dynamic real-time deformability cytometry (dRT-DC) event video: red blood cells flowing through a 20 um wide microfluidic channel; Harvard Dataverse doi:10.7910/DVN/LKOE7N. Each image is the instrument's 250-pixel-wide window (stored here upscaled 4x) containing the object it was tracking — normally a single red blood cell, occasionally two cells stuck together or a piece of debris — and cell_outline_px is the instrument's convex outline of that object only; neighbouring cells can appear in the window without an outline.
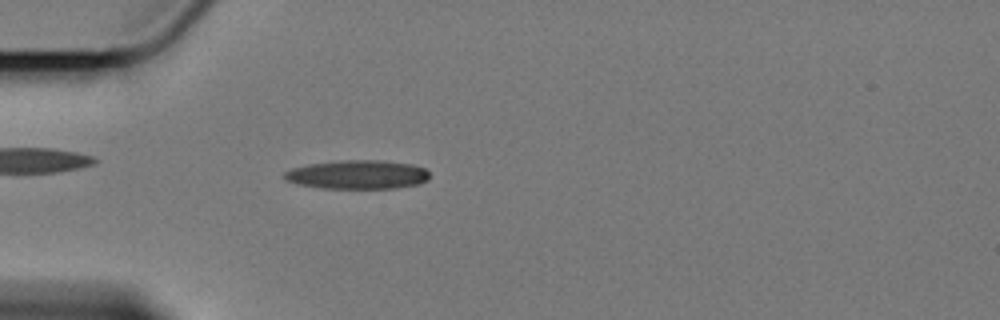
{"species": "Egyptian fruit bat (a non-hibernating species)", "species_latin": "Rousettus aegyptiacus", "temperature_condition": "cold", "stored_images_in_passage": 39, "camera_frame_rate_fps": 3000, "um_per_image_px": 0.085, "animal": {"sex": "female"}, "frame": {"image": 1, "passage_image": 10, "time_ms": 3.0, "image_size_px": [1000, 320], "cell_outline_px": [[428, 180], [420, 184], [396, 188], [320, 188], [300, 184], [284, 180], [284, 172], [292, 168], [308, 164], [344, 160], [384, 160], [412, 164], [424, 168], [428, 172]], "centroid_in_image_um": [30.41, 14.84], "position_along_channel_um": 54.6, "area_um2": 24.45}}
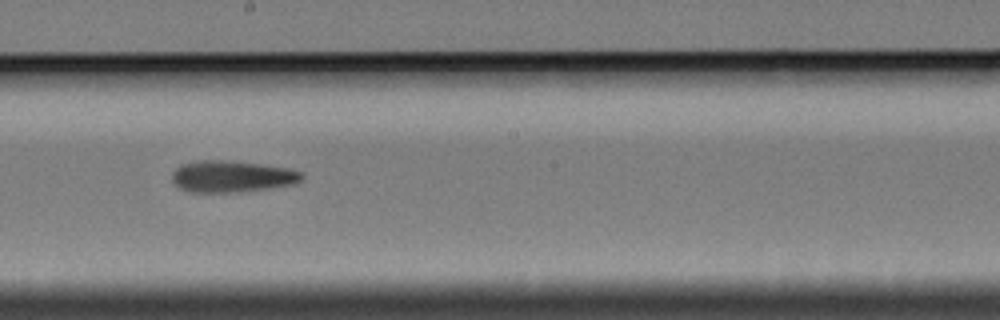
{"frame": {"image": 2, "passage_image": 26, "time_ms": 8.333, "image_size_px": [1000, 320], "cell_outline_px": [[304, 176], [300, 180], [292, 184], [268, 188], [236, 192], [188, 192], [176, 188], [172, 180], [172, 172], [180, 164], [200, 160], [220, 160], [260, 164], [288, 168], [304, 172]], "centroid_in_image_um": [19.65, 15.0], "position_along_channel_um": 228.5, "area_um2": 23.93}}
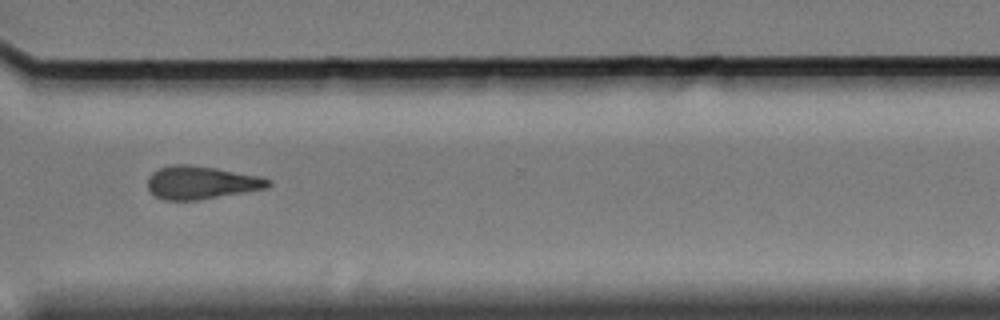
{"frame": {"image": 3, "passage_image": 37, "time_ms": 12.0, "image_size_px": [1000, 320], "cell_outline_px": [[272, 184], [268, 188], [200, 200], [164, 200], [156, 196], [148, 188], [148, 176], [152, 172], [160, 168], [172, 164], [188, 164], [216, 168], [260, 176], [272, 180]], "centroid_in_image_um": [17.13, 15.52], "position_along_channel_um": 353.5, "area_um2": 23.35}}